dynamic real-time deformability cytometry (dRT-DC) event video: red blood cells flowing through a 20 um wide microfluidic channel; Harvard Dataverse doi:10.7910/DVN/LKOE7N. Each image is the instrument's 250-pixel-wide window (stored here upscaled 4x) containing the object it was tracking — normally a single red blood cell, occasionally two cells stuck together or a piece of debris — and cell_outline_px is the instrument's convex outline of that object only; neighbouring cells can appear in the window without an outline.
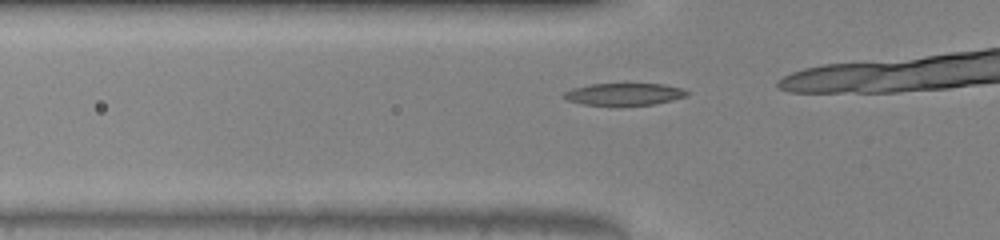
{"species": "common noctule bat (a hibernating species)", "species_latin": "Nyctalus noctula", "temperature_condition": "warm", "stored_images_in_passage": 12, "camera_frame_rate_fps": 3000, "um_per_image_px": 0.085, "animal": {"sex": "male", "body_mass_g": 20.0, "forearm_length_mm": 53.3}, "frame": {"image": 1, "passage_image": 8, "time_ms": 2.333, "image_size_px": [1000, 240], "cell_outline_px": [[688, 96], [672, 100], [652, 104], [620, 108], [584, 104], [568, 100], [560, 96], [564, 92], [572, 88], [592, 84], [664, 84], [684, 88], [688, 92]], "centroid_in_image_um": [53.04, 8.04], "position_along_channel_um": 72.8, "area_um2": 16.53}}
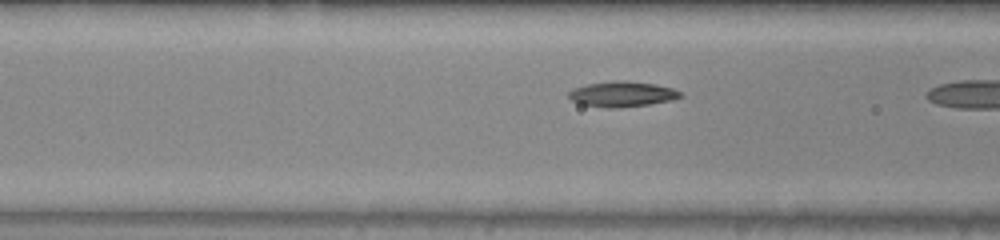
{"frame": {"image": 2, "passage_image": 11, "time_ms": 3.333, "image_size_px": [1000, 240], "cell_outline_px": [[684, 96], [672, 100], [648, 104], [616, 108], [608, 108], [580, 104], [572, 100], [568, 96], [568, 92], [572, 88], [588, 84], [620, 80], [624, 80], [656, 84], [672, 88], [680, 92]], "centroid_in_image_um": [52.87, 7.99], "position_along_channel_um": 113.7, "area_um2": 16.47}}